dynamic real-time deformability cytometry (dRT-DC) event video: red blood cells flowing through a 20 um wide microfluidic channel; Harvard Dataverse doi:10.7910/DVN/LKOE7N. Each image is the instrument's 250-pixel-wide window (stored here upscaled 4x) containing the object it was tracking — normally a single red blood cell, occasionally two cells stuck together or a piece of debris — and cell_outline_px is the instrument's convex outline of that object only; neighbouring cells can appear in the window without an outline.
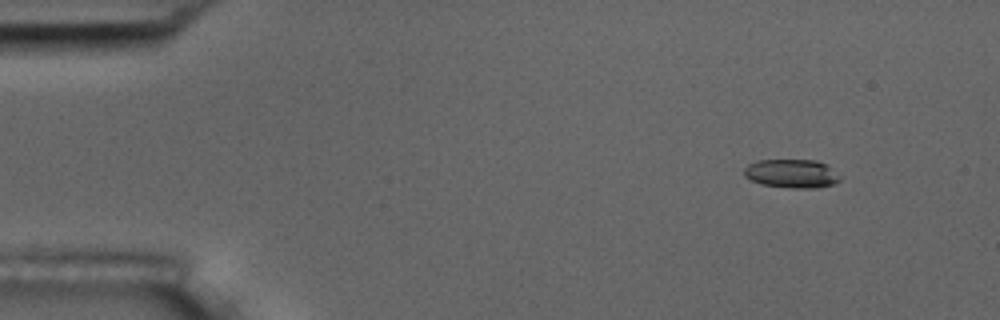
{"species": "common noctule bat (a hibernating species)", "species_latin": "Nyctalus noctula", "temperature_condition": "room temperature", "stored_images_in_passage": 5, "camera_frame_rate_fps": 3000, "um_per_image_px": 0.085, "animal": {"sex": "male", "body_mass_g": 17.5, "forearm_length_mm": 52.3}, "frame": {"image": 1, "passage_image": 1, "time_ms": 0.0, "image_size_px": [1000, 320], "cell_outline_px": [[840, 180], [832, 184], [812, 188], [792, 188], [760, 184], [744, 176], [744, 168], [748, 164], [756, 160], [816, 160], [828, 164], [840, 176]], "centroid_in_image_um": [67.28, 14.74], "position_along_channel_um": 17.7, "area_um2": 16.07}}
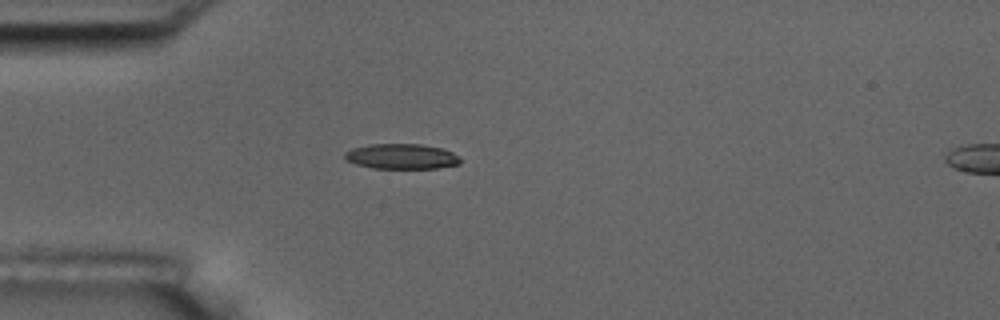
{"frame": {"image": 2, "passage_image": 4, "time_ms": 1.0, "image_size_px": [1000, 320], "cell_outline_px": [[460, 164], [436, 168], [372, 168], [356, 164], [348, 160], [344, 156], [344, 152], [352, 148], [368, 144], [420, 144], [444, 148], [460, 156]], "centroid_in_image_um": [34.15, 13.29], "position_along_channel_um": 50.9, "area_um2": 17.05}}